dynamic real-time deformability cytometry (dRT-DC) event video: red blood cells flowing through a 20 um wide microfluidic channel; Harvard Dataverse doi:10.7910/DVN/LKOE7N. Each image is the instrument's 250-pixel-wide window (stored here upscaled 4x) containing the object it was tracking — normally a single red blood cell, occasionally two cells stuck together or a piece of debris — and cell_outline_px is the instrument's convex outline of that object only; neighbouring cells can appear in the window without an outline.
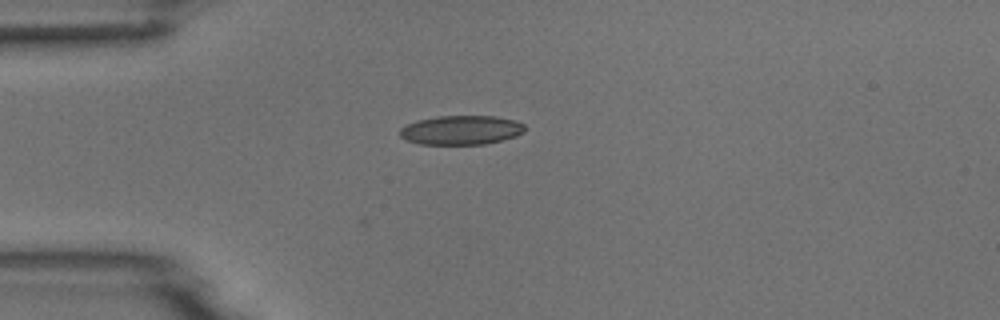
{"species": "common noctule bat (a hibernating species)", "species_latin": "Nyctalus noctula", "temperature_condition": "room temperature", "stored_images_in_passage": 40, "camera_frame_rate_fps": 3000, "um_per_image_px": 0.085, "animal": {"sex": "male", "body_mass_g": 18.8}, "frame": {"image": 1, "passage_image": 1, "time_ms": 0.0, "image_size_px": [1000, 320], "cell_outline_px": [[524, 132], [516, 136], [484, 144], [420, 144], [404, 140], [400, 136], [400, 128], [416, 120], [436, 116], [496, 116], [516, 120], [524, 124]], "centroid_in_image_um": [39.18, 11.05], "position_along_channel_um": 45.8, "area_um2": 21.33}}
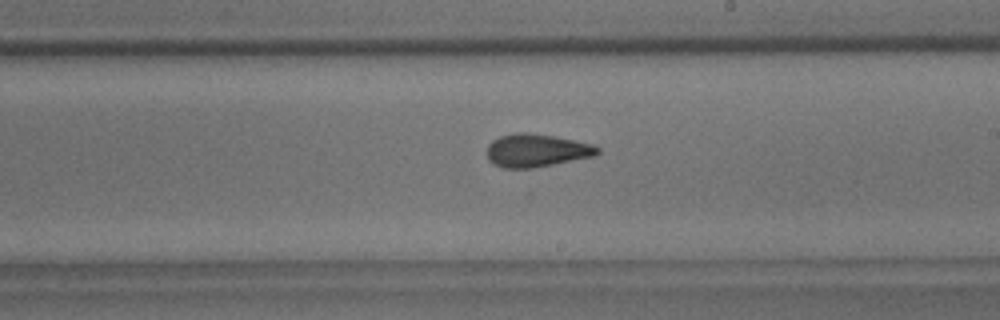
{"frame": {"image": 2, "passage_image": 18, "time_ms": 5.667, "image_size_px": [1000, 320], "cell_outline_px": [[600, 152], [596, 156], [532, 168], [504, 168], [492, 164], [488, 160], [488, 144], [492, 140], [500, 136], [516, 132], [524, 132], [552, 136], [592, 144], [600, 148]], "centroid_in_image_um": [45.59, 12.79], "position_along_channel_um": 243.4, "area_um2": 21.21}}
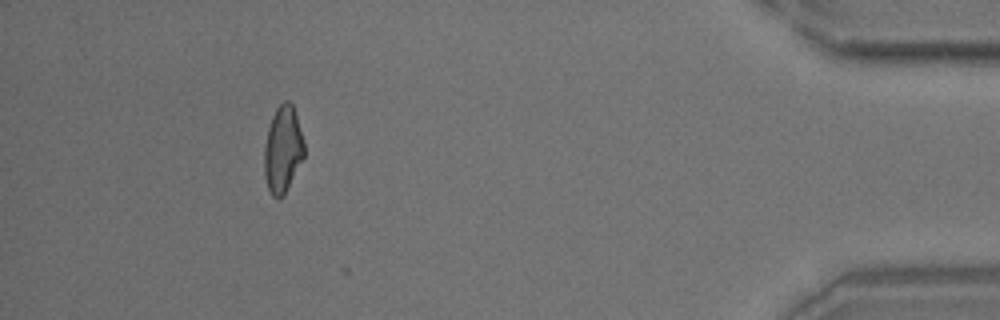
{"frame": {"image": 3, "passage_image": 36, "time_ms": 11.667, "image_size_px": [1000, 320], "cell_outline_px": [[304, 156], [284, 196], [276, 200], [272, 196], [268, 188], [264, 176], [264, 144], [268, 128], [272, 116], [276, 108], [284, 100], [288, 100], [292, 104], [304, 140]], "centroid_in_image_um": [24.02, 12.72], "position_along_channel_um": 411.2, "area_um2": 20.29}}